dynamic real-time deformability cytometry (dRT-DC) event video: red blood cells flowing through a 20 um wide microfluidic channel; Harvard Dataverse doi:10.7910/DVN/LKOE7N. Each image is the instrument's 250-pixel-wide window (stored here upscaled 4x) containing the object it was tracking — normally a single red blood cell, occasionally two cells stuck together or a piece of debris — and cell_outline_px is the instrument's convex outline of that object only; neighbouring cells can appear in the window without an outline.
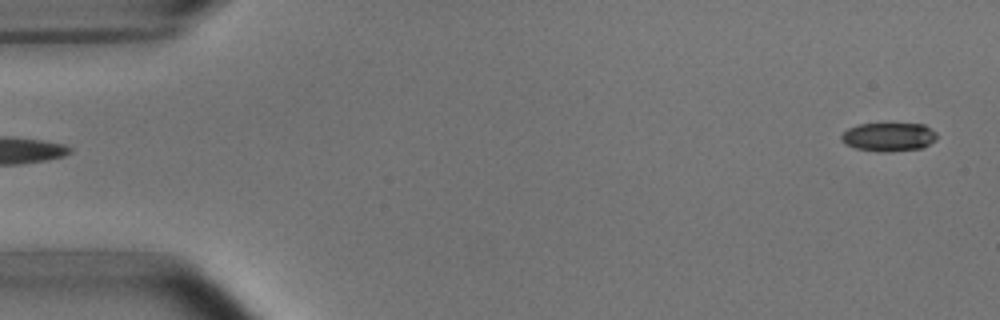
{"species": "common noctule bat (a hibernating species)", "species_latin": "Nyctalus noctula", "temperature_condition": "room temperature", "stored_images_in_passage": 4, "segment_of_instrument_passage": [2, 2], "camera_frame_rate_fps": 3000, "um_per_image_px": 0.085, "animal": {"sex": "male", "body_mass_g": 15.6}, "frame": {"image": 1, "passage_image": 4, "time_ms": 3.667, "image_size_px": [1000, 320], "cell_outline_px": [[936, 140], [920, 148], [884, 152], [880, 152], [856, 148], [844, 144], [840, 140], [840, 136], [848, 128], [860, 124], [924, 124], [936, 132]], "centroid_in_image_um": [75.51, 11.64], "position_along_channel_um": 9.5, "area_um2": 15.84}}